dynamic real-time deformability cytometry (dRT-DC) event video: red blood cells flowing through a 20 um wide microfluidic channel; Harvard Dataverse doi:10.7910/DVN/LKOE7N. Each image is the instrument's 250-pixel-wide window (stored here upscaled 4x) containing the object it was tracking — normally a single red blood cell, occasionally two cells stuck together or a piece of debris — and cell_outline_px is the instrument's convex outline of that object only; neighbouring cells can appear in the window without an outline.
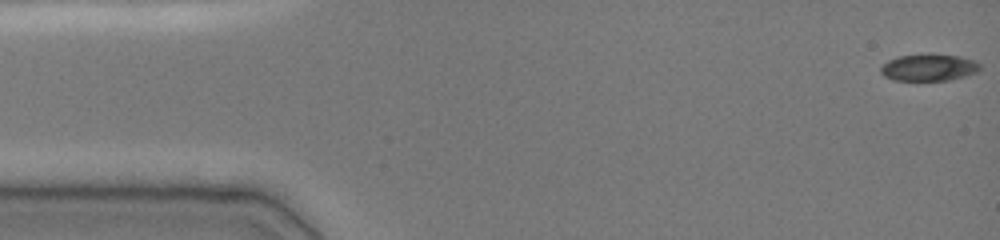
{"species": "common noctule bat (a hibernating species)", "species_latin": "Nyctalus noctula", "temperature_condition": "cold", "stored_images_in_passage": 16, "camera_frame_rate_fps": 3000, "um_per_image_px": 0.085, "animal": {"sex": "female", "body_mass_g": 19.0, "forearm_length_mm": 51.5}, "frame": {"image": 1, "passage_image": 1, "time_ms": 0.0, "image_size_px": [1000, 240], "cell_outline_px": [[980, 68], [976, 72], [964, 76], [948, 80], [892, 80], [884, 76], [880, 72], [880, 68], [888, 60], [896, 56], [928, 52], [960, 56], [976, 60], [980, 64]], "centroid_in_image_um": [78.93, 5.7], "position_along_channel_um": 6.1, "area_um2": 15.95}}
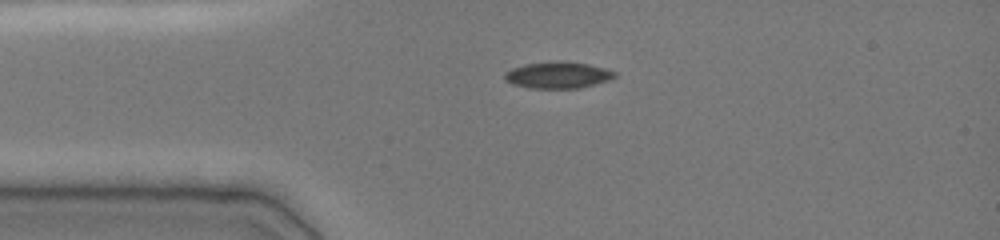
{"frame": {"image": 2, "passage_image": 10, "time_ms": 3.333, "image_size_px": [1000, 240], "cell_outline_px": [[616, 76], [608, 80], [580, 88], [528, 88], [512, 84], [504, 80], [504, 72], [512, 68], [524, 64], [560, 60], [588, 64], [604, 68], [616, 72]], "centroid_in_image_um": [47.37, 6.37], "position_along_channel_um": 37.6, "area_um2": 17.11}}
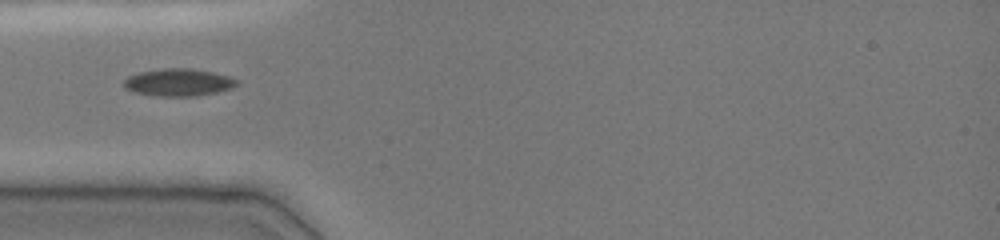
{"frame": {"image": 3, "passage_image": 14, "time_ms": 4.667, "image_size_px": [1000, 240], "cell_outline_px": [[240, 80], [232, 88], [216, 92], [196, 96], [156, 96], [136, 92], [124, 88], [124, 80], [128, 76], [140, 72], [160, 68], [192, 68], [212, 72], [228, 76]], "centroid_in_image_um": [15.17, 6.99], "position_along_channel_um": 69.8, "area_um2": 18.03}}